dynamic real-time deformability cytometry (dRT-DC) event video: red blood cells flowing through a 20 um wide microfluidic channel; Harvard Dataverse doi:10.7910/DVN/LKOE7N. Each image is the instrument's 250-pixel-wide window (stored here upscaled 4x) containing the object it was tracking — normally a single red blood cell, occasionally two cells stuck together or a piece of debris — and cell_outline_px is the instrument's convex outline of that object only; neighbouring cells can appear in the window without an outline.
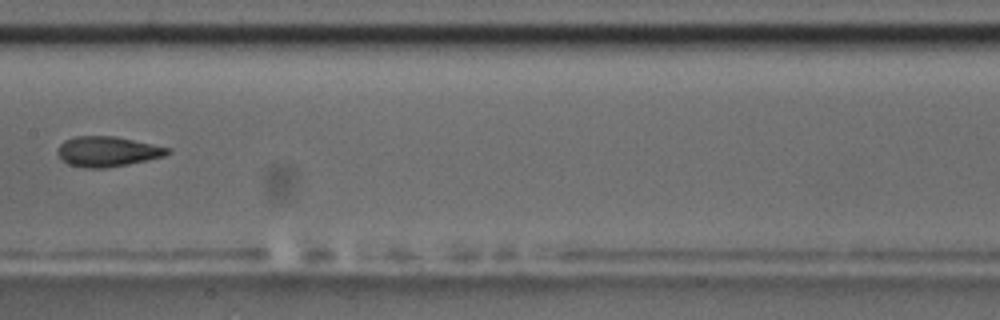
{"species": "common noctule bat (a hibernating species)", "species_latin": "Nyctalus noctula", "temperature_condition": "room temperature", "stored_images_in_passage": 14, "camera_frame_rate_fps": 3000, "um_per_image_px": 0.085, "animal": {"sex": "male", "body_mass_g": 17.5, "forearm_length_mm": 52.3}, "frame": {"image": 1, "passage_image": 7, "time_ms": 7.667, "image_size_px": [1000, 320], "cell_outline_px": [[172, 152], [164, 156], [128, 164], [104, 168], [84, 168], [68, 164], [56, 152], [56, 148], [64, 140], [76, 136], [116, 136], [172, 148]], "centroid_in_image_um": [9.14, 12.87], "position_along_channel_um": 198.3, "area_um2": 19.42}, "authors_computed_cell_mechanics": {"area_um2": 19.0451, "velocity_mm_per_s": 3.6541, "shape_relaxation_time_tau1_ms": 10.9541, "shape_relaxation_time_tau2_ms": 2.2529, "deformation_change_tau1": 0.2423, "deformation_change_tau2": 0.0781}}